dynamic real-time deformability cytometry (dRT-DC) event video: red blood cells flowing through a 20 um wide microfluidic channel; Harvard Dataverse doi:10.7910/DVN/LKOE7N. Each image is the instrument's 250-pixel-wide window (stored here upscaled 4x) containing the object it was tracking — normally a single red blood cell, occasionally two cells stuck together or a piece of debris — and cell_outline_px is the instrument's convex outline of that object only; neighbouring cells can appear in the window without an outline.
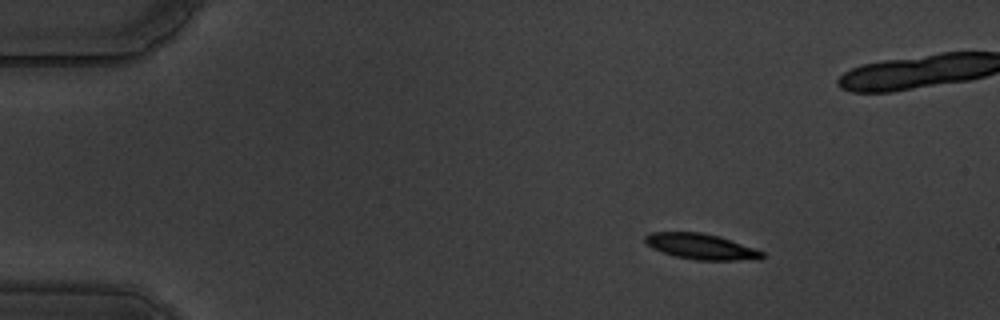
{"species": "common noctule bat (a hibernating species)", "species_latin": "Nyctalus noctula", "temperature_condition": "warm", "stored_images_in_passage": 49, "camera_frame_rate_fps": 3000, "um_per_image_px": 0.085, "animal": {"sex": "male", "body_mass_g": 19.5, "forearm_length_mm": 54.6}, "frame": {"image": 1, "passage_image": 1, "time_ms": 0.0, "image_size_px": [1000, 320], "cell_outline_px": [[764, 256], [760, 260], [696, 260], [676, 256], [652, 248], [644, 240], [644, 236], [648, 232], [700, 232], [720, 236], [764, 252]], "centroid_in_image_um": [59.6, 20.95], "position_along_channel_um": 25.4, "area_um2": 17.46}}
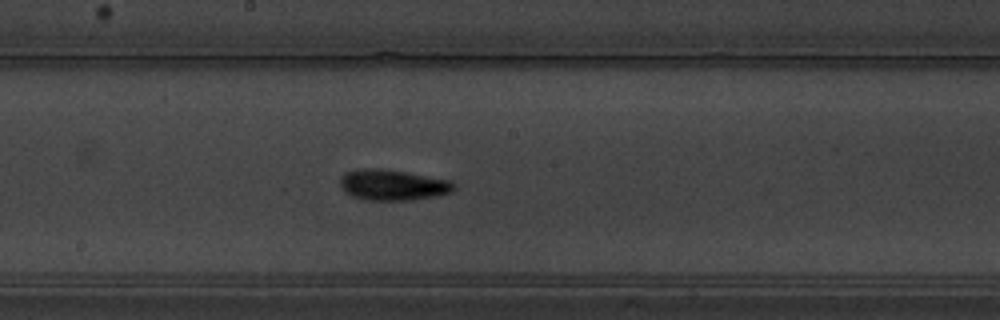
{"frame": {"image": 2, "passage_image": 24, "time_ms": 7.667, "image_size_px": [1000, 320], "cell_outline_px": [[456, 188], [452, 192], [436, 196], [412, 200], [364, 200], [352, 196], [344, 192], [340, 188], [340, 176], [344, 172], [360, 168], [380, 168], [452, 180], [456, 184]], "centroid_in_image_um": [33.37, 15.72], "position_along_channel_um": 214.8, "area_um2": 20.75}}
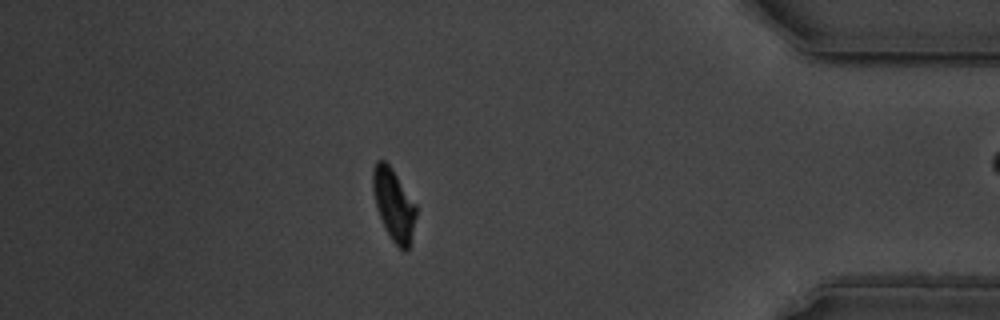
{"frame": {"image": 3, "passage_image": 43, "time_ms": 14.0, "image_size_px": [1000, 320], "cell_outline_px": [[416, 216], [408, 248], [404, 252], [392, 240], [380, 216], [376, 204], [372, 188], [372, 168], [376, 160], [384, 160], [392, 168], [416, 204]], "centroid_in_image_um": [33.46, 17.33], "position_along_channel_um": 401.7, "area_um2": 17.74}}